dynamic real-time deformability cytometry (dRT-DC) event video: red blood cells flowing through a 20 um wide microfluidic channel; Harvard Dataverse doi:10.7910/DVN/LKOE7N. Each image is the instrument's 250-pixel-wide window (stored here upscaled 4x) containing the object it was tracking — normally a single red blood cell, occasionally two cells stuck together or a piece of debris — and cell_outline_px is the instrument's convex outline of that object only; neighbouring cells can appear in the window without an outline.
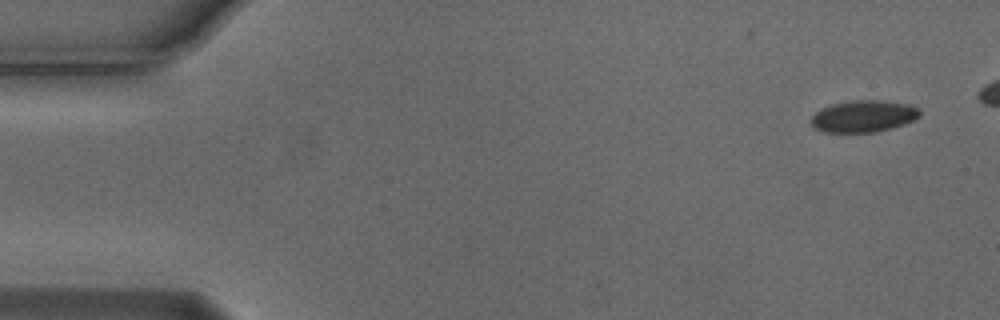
{"species": "Egyptian fruit bat (a non-hibernating species)", "species_latin": "Rousettus aegyptiacus", "temperature_condition": "cold", "stored_images_in_passage": 6, "camera_frame_rate_fps": 3000, "um_per_image_px": 0.085, "animal": {"sex": "male"}, "frame": {"image": 1, "passage_image": 1, "time_ms": 0.0, "image_size_px": [1000, 320], "cell_outline_px": [[920, 116], [904, 124], [892, 128], [876, 132], [824, 132], [812, 128], [812, 116], [820, 108], [832, 104], [856, 100], [876, 100], [904, 104], [920, 108]], "centroid_in_image_um": [73.37, 9.89], "position_along_channel_um": 11.6, "area_um2": 20.0}}
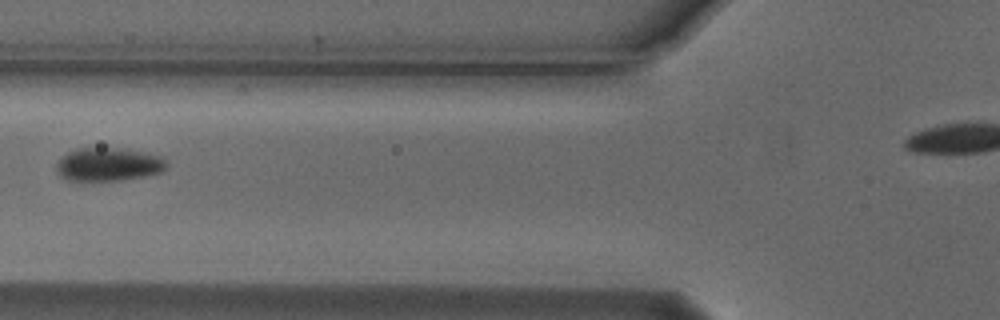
{"frame": {"image": 2, "passage_image": 6, "time_ms": 1.667, "image_size_px": [1000, 320], "cell_outline_px": [[168, 168], [160, 172], [144, 176], [120, 180], [68, 180], [60, 176], [56, 172], [56, 164], [68, 152], [76, 148], [120, 148], [144, 152], [164, 156], [168, 164]], "centroid_in_image_um": [9.25, 13.96], "position_along_channel_um": 116.5, "area_um2": 21.44}}